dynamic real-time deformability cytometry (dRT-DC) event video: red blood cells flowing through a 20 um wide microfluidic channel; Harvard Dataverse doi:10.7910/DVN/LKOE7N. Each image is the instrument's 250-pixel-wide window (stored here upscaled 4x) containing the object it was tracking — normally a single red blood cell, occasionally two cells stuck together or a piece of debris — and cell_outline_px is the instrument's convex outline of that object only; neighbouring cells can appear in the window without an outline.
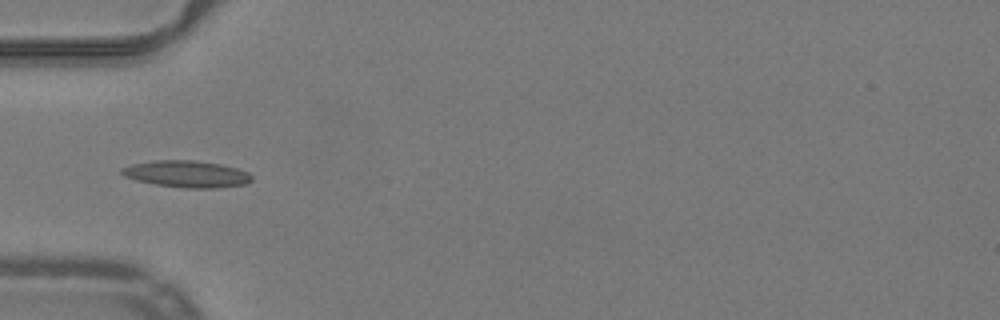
{"species": "common noctule bat (a hibernating species)", "species_latin": "Nyctalus noctula", "temperature_condition": "warm", "stored_images_in_passage": 25, "camera_frame_rate_fps": 3000, "um_per_image_px": 0.085, "animal": {"sex": "male", "body_mass_g": 19.2, "forearm_length_mm": 51.8}, "frame": {"image": 1, "passage_image": 1, "time_ms": 0.0, "image_size_px": [1000, 320], "cell_outline_px": [[252, 180], [248, 184], [216, 188], [184, 188], [156, 184], [136, 180], [124, 176], [120, 172], [120, 168], [132, 164], [156, 160], [192, 160], [220, 164], [236, 168], [248, 172], [252, 176]], "centroid_in_image_um": [15.88, 14.79], "position_along_channel_um": 69.1, "area_um2": 20.29}}
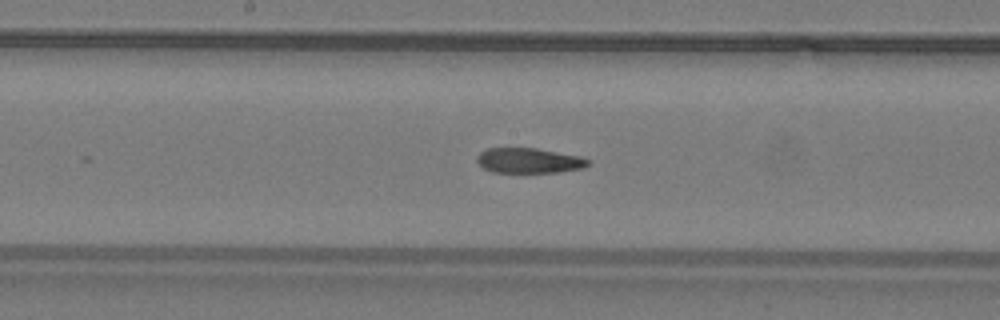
{"frame": {"image": 2, "passage_image": 11, "time_ms": 3.333, "image_size_px": [1000, 320], "cell_outline_px": [[592, 160], [584, 168], [560, 172], [492, 172], [484, 168], [476, 160], [476, 156], [480, 152], [488, 148], [536, 148], [580, 156]], "centroid_in_image_um": [44.98, 13.65], "position_along_channel_um": 203.2, "area_um2": 16.3}}
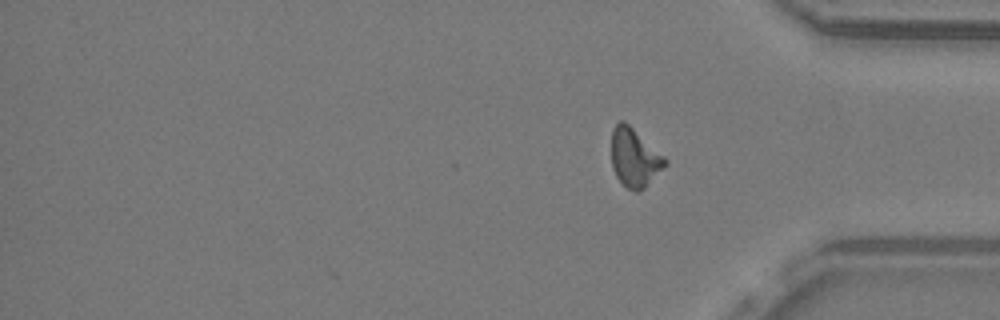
{"frame": {"image": 3, "passage_image": 25, "time_ms": 8.0, "image_size_px": [1000, 320], "cell_outline_px": [[668, 164], [644, 188], [636, 192], [628, 188], [616, 176], [612, 168], [612, 128], [620, 120], [624, 120], [664, 156], [668, 160]], "centroid_in_image_um": [53.94, 13.39], "position_along_channel_um": 381.3, "area_um2": 18.15}, "authors_computed_cell_mechanics": {"area_um2": 17.5712, "velocity_mm_per_s": 4.008, "shape_relaxation_time_tau1_ms": null, "shape_relaxation_time_tau2_ms": 4.3832, "deformation_change_tau1": null, "deformation_change_tau2": 0.1115}}